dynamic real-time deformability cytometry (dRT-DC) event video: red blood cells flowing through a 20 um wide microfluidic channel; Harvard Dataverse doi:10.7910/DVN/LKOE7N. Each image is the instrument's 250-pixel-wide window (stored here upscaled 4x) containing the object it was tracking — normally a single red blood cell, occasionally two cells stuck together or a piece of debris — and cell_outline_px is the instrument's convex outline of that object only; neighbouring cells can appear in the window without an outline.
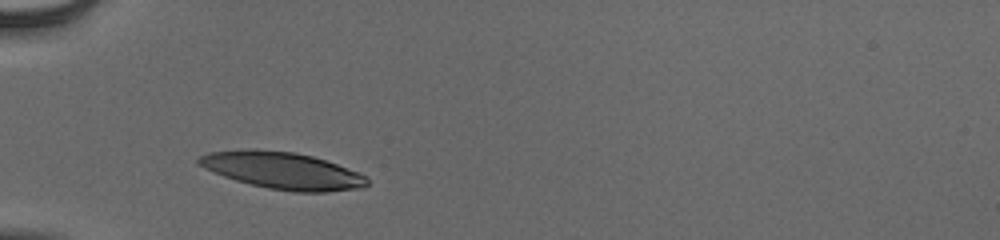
{"species": "human", "species_latin": "Homo sapiens", "temperature_condition": "cold", "stored_images_in_passage": 29, "camera_frame_rate_fps": 3000, "um_per_image_px": 0.085, "donor": {"sex": "male"}, "frame": {"image": 1, "passage_image": 1, "time_ms": 0.0, "image_size_px": [1000, 240], "cell_outline_px": [[368, 184], [364, 188], [328, 192], [296, 192], [268, 188], [236, 180], [224, 176], [204, 168], [196, 164], [196, 160], [200, 156], [208, 152], [296, 152], [312, 156], [336, 164], [368, 176]], "centroid_in_image_um": [24.1, 14.55], "position_along_channel_um": 60.9, "area_um2": 35.08}}
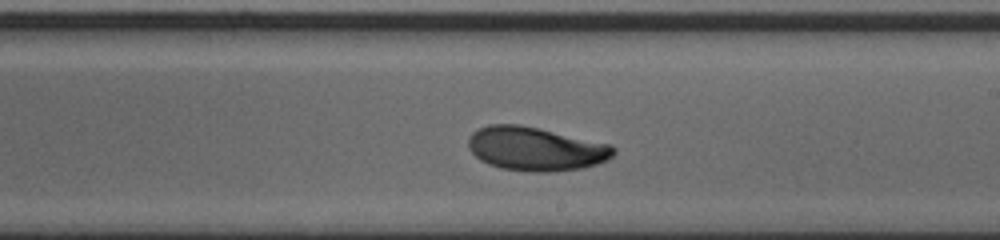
{"frame": {"image": 2, "passage_image": 16, "time_ms": 5.0, "image_size_px": [1000, 240], "cell_outline_px": [[616, 152], [612, 156], [596, 164], [584, 168], [552, 172], [528, 172], [500, 168], [488, 164], [480, 160], [468, 148], [468, 136], [472, 132], [488, 124], [520, 124], [540, 128], [612, 144], [616, 148]], "centroid_in_image_um": [45.53, 12.65], "position_along_channel_um": 243.5, "area_um2": 37.45}}
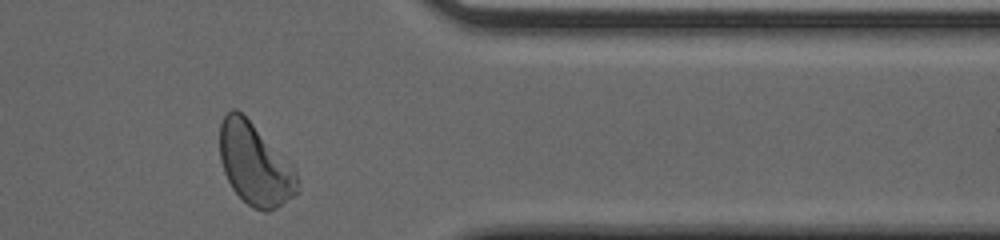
{"frame": {"image": 3, "passage_image": 28, "time_ms": 9.0, "image_size_px": [1000, 240], "cell_outline_px": [[300, 192], [276, 208], [268, 212], [264, 212], [252, 208], [232, 188], [224, 172], [220, 160], [220, 124], [224, 116], [232, 108], [236, 108], [296, 168], [300, 180]], "centroid_in_image_um": [21.7, 14.01], "position_along_channel_um": 389.7, "area_um2": 37.05}, "authors_computed_cell_mechanics": {"area_um2": 36.1828, "velocity_mm_per_s": 3.8796, "shape_relaxation_time_tau1_ms": 3.0774, "shape_relaxation_time_tau2_ms": 3.5017, "deformation_change_tau1": 0.1355, "deformation_change_tau2": 0.0875}}